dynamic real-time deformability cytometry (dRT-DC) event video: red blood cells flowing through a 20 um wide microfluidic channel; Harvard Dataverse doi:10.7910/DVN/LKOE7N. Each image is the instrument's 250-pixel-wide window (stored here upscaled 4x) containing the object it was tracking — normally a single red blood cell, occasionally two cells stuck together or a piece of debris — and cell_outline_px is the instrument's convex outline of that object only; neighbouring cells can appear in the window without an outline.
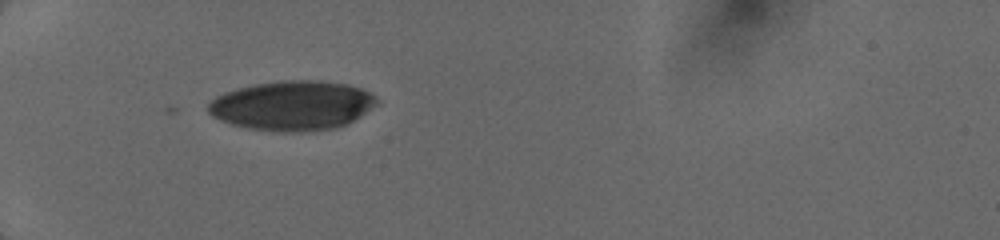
{"species": "human", "species_latin": "Homo sapiens", "temperature_condition": "cold", "stored_images_in_passage": 6, "camera_frame_rate_fps": 3000, "um_per_image_px": 0.085, "donor": {"sex": "female"}, "frame": {"image": 1, "passage_image": 3, "time_ms": 1.667, "image_size_px": [1000, 240], "cell_outline_px": [[380, 104], [360, 116], [336, 128], [304, 132], [276, 132], [248, 128], [232, 124], [220, 120], [212, 116], [208, 112], [208, 104], [216, 96], [224, 92], [256, 84], [284, 80], [320, 80], [348, 84], [372, 92], [380, 100]], "centroid_in_image_um": [24.9, 8.97], "position_along_channel_um": 60.1, "area_um2": 49.01}}
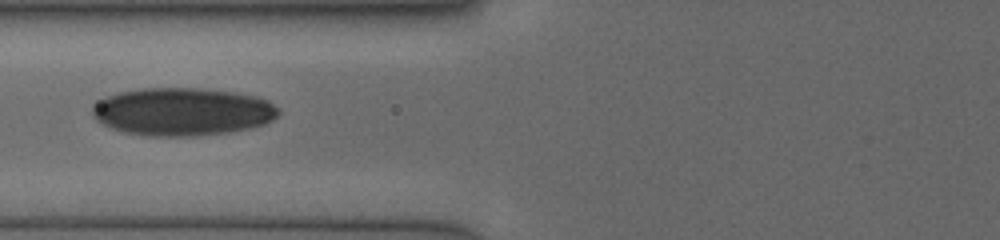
{"frame": {"image": 2, "passage_image": 5, "time_ms": 3.333, "image_size_px": [1000, 240], "cell_outline_px": [[280, 112], [272, 120], [264, 124], [252, 128], [228, 132], [192, 136], [144, 136], [124, 132], [112, 128], [96, 120], [92, 116], [92, 104], [96, 100], [104, 96], [120, 92], [144, 88], [204, 88], [236, 92], [256, 96], [268, 100]], "centroid_in_image_um": [15.47, 9.49], "position_along_channel_um": 110.3, "area_um2": 52.31}}